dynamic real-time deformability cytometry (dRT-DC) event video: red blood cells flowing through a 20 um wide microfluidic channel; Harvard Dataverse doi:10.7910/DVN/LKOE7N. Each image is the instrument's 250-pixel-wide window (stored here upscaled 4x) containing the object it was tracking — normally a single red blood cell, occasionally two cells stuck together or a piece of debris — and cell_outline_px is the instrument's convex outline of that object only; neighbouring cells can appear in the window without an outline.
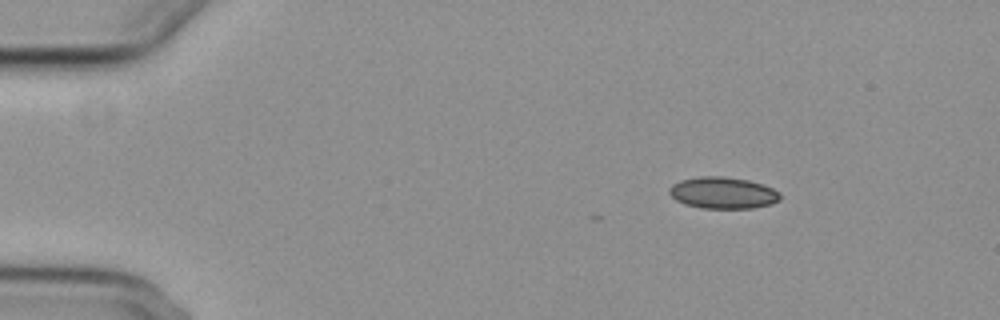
{"species": "common noctule bat (a hibernating species)", "species_latin": "Nyctalus noctula", "temperature_condition": "cold", "stored_images_in_passage": 8, "camera_frame_rate_fps": 3000, "um_per_image_px": 0.085, "animal": {"sex": "female", "body_mass_g": 29.2, "forearm_length_mm": 56.3}, "frame": {"image": 1, "passage_image": 2, "time_ms": 1.333, "image_size_px": [1000, 320], "cell_outline_px": [[780, 200], [772, 204], [752, 208], [704, 208], [684, 204], [676, 200], [668, 192], [668, 188], [672, 184], [680, 180], [700, 176], [724, 176], [748, 180], [764, 184], [780, 192]], "centroid_in_image_um": [61.45, 16.38], "position_along_channel_um": 23.5, "area_um2": 20.58}}
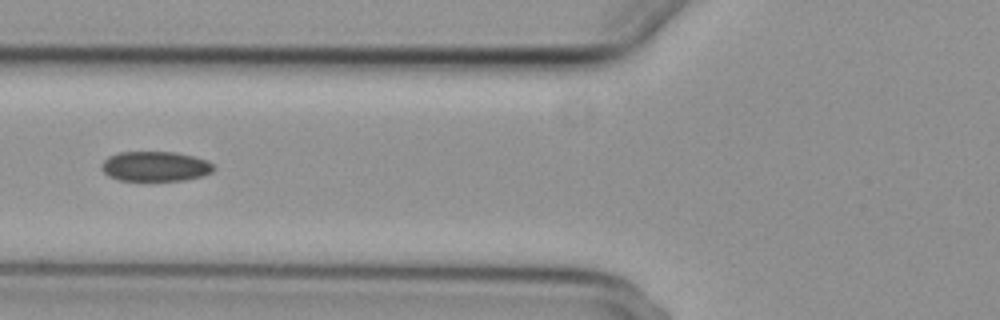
{"frame": {"image": 2, "passage_image": 5, "time_ms": 6.0, "image_size_px": [1000, 320], "cell_outline_px": [[216, 168], [212, 172], [204, 176], [184, 180], [120, 180], [108, 176], [100, 168], [100, 164], [108, 156], [120, 152], [176, 152], [208, 160]], "centroid_in_image_um": [13.2, 14.14], "position_along_channel_um": 112.6, "area_um2": 19.65}}
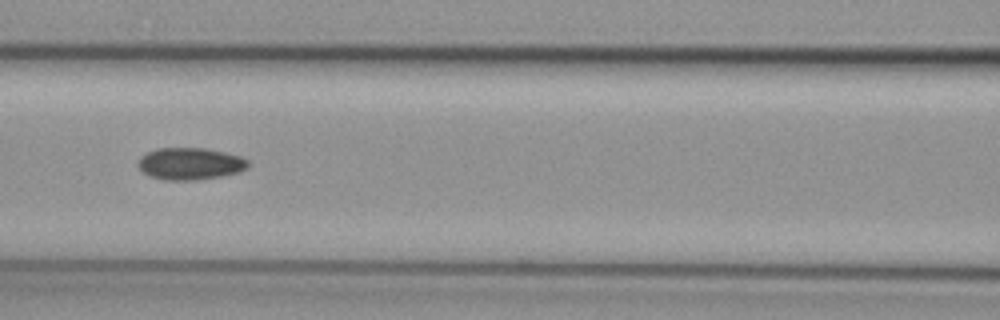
{"frame": {"image": 3, "passage_image": 6, "time_ms": 7.0, "image_size_px": [1000, 320], "cell_outline_px": [[248, 168], [240, 172], [220, 176], [196, 180], [164, 180], [148, 176], [136, 164], [140, 156], [156, 148], [204, 148], [224, 152], [240, 156], [248, 160]], "centroid_in_image_um": [16.14, 13.92], "position_along_channel_um": 150.5, "area_um2": 20.63}}